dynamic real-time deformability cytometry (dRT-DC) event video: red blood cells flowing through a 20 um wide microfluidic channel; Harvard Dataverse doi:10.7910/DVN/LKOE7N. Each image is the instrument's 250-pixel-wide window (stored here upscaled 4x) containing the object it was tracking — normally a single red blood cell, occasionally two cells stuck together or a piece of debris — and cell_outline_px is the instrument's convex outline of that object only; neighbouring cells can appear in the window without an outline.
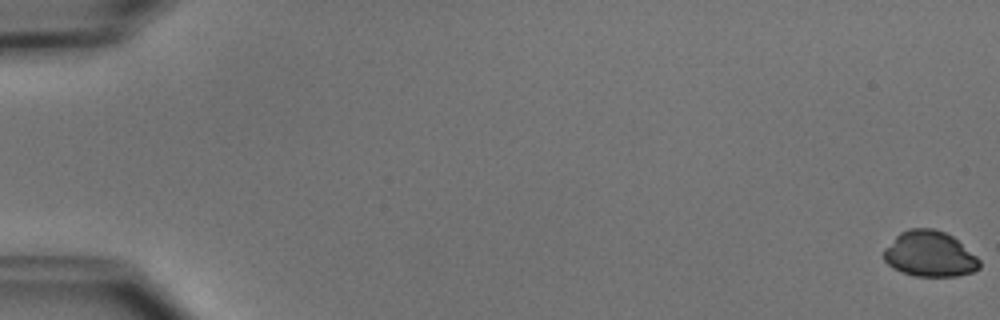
{"species": "common noctule bat (a hibernating species)", "species_latin": "Nyctalus noctula", "temperature_condition": "cold", "stored_images_in_passage": 5, "camera_frame_rate_fps": 3000, "um_per_image_px": 0.085, "animal": {"sex": "male", "body_mass_g": 15.6}, "frame": {"image": 1, "passage_image": 1, "time_ms": 0.0, "image_size_px": [1000, 320], "cell_outline_px": [[980, 268], [972, 272], [956, 276], [916, 276], [900, 272], [892, 268], [884, 260], [884, 248], [900, 232], [908, 228], [932, 228], [944, 232], [952, 236], [976, 256], [980, 260]], "centroid_in_image_um": [79.0, 21.59], "position_along_channel_um": 6.0, "area_um2": 25.43}}
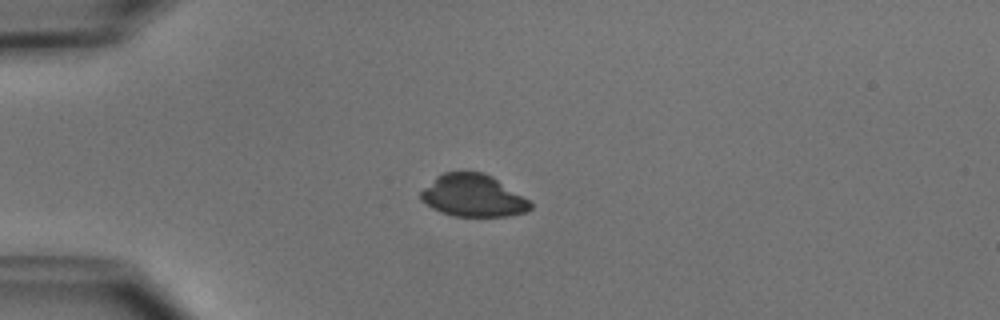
{"frame": {"image": 2, "passage_image": 5, "time_ms": 4.667, "image_size_px": [1000, 320], "cell_outline_px": [[532, 208], [524, 212], [508, 216], [452, 216], [440, 212], [432, 208], [420, 200], [420, 192], [436, 176], [444, 172], [484, 172], [492, 176], [528, 200], [532, 204]], "centroid_in_image_um": [40.17, 16.64], "position_along_channel_um": 44.8, "area_um2": 26.82}}